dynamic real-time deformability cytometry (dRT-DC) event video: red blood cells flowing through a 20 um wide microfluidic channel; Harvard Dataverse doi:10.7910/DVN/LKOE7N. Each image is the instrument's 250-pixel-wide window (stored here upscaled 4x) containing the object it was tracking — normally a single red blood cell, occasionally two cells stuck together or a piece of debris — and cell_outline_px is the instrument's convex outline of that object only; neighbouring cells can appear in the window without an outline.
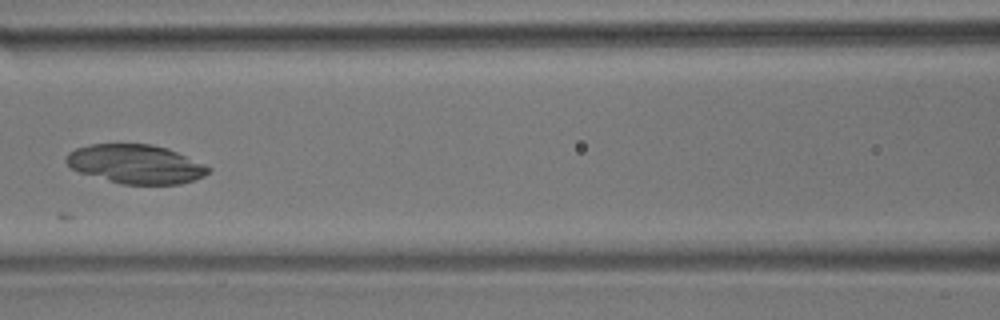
{"species": "common noctule bat (a hibernating species)", "species_latin": "Nyctalus noctula", "temperature_condition": "room temperature", "stored_images_in_passage": 6, "camera_frame_rate_fps": 3000, "um_per_image_px": 0.085, "animal": {"sex": "male", "body_mass_g": 17.9}, "frame": {"image": 1, "passage_image": 6, "time_ms": 6.0, "image_size_px": [1000, 320], "cell_outline_px": [[212, 168], [204, 176], [180, 184], [120, 184], [80, 172], [72, 168], [64, 160], [68, 152], [76, 148], [92, 144], [152, 144], [168, 148], [204, 164]], "centroid_in_image_um": [11.53, 13.94], "position_along_channel_um": 155.1, "area_um2": 32.14}}